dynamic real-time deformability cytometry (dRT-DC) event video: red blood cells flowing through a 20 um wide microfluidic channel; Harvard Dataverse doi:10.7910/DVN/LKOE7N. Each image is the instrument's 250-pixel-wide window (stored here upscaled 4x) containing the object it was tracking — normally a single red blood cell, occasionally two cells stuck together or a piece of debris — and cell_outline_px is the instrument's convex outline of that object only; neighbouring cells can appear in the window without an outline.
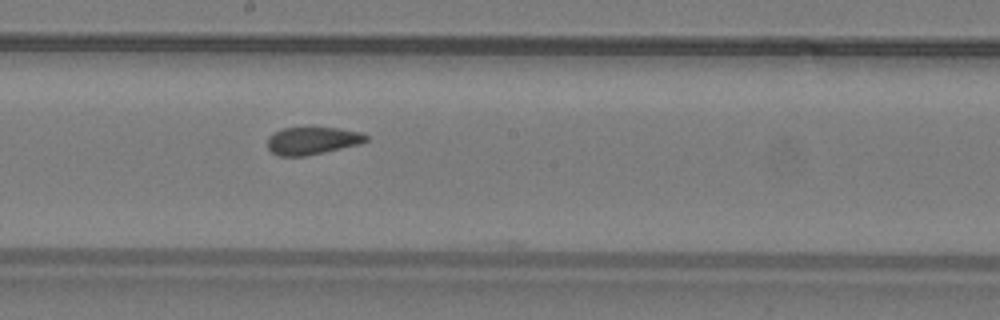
{"species": "common noctule bat (a hibernating species)", "species_latin": "Nyctalus noctula", "temperature_condition": "warm", "stored_images_in_passage": 22, "camera_frame_rate_fps": 3000, "um_per_image_px": 0.085, "animal": {"sex": "male", "body_mass_g": 19.2, "forearm_length_mm": 51.8}, "frame": {"image": 1, "passage_image": 20, "time_ms": 6.333, "image_size_px": [1000, 320], "cell_outline_px": [[368, 140], [360, 144], [324, 152], [304, 156], [276, 156], [268, 148], [268, 136], [284, 128], [340, 128], [360, 132], [368, 136]], "centroid_in_image_um": [26.55, 11.97], "position_along_channel_um": 221.6, "area_um2": 15.72}}